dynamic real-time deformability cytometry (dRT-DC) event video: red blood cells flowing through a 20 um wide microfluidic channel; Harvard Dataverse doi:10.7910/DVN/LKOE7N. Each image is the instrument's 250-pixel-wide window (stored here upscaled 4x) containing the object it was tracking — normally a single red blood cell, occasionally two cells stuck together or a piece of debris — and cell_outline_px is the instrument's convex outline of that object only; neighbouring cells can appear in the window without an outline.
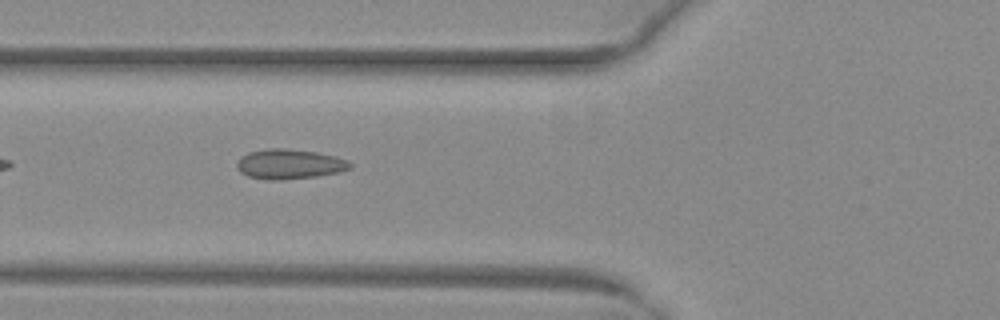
{"species": "common noctule bat (a hibernating species)", "species_latin": "Nyctalus noctula", "temperature_condition": "warm", "stored_images_in_passage": 33, "camera_frame_rate_fps": 3000, "um_per_image_px": 0.085, "animal": {"sex": "female", "body_mass_g": 29.2, "forearm_length_mm": 56.3}, "frame": {"image": 1, "passage_image": 3, "time_ms": 0.667, "image_size_px": [1000, 320], "cell_outline_px": [[352, 168], [340, 172], [316, 176], [284, 180], [268, 180], [248, 176], [240, 172], [236, 168], [236, 164], [240, 156], [248, 152], [268, 148], [284, 148], [316, 152], [348, 160], [352, 164]], "centroid_in_image_um": [24.57, 13.95], "position_along_channel_um": 101.2, "area_um2": 19.83}}
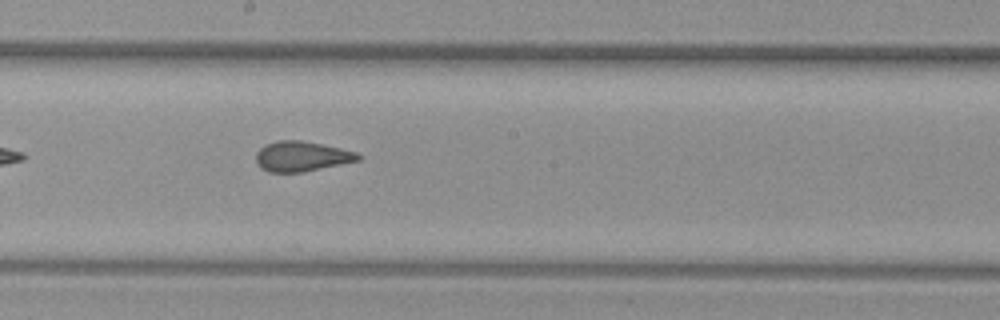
{"frame": {"image": 2, "passage_image": 12, "time_ms": 3.667, "image_size_px": [1000, 320], "cell_outline_px": [[364, 156], [360, 160], [304, 172], [268, 172], [260, 168], [256, 160], [256, 152], [260, 148], [276, 140], [300, 140], [340, 148], [356, 152]], "centroid_in_image_um": [25.65, 13.3], "position_along_channel_um": 222.6, "area_um2": 17.92}}
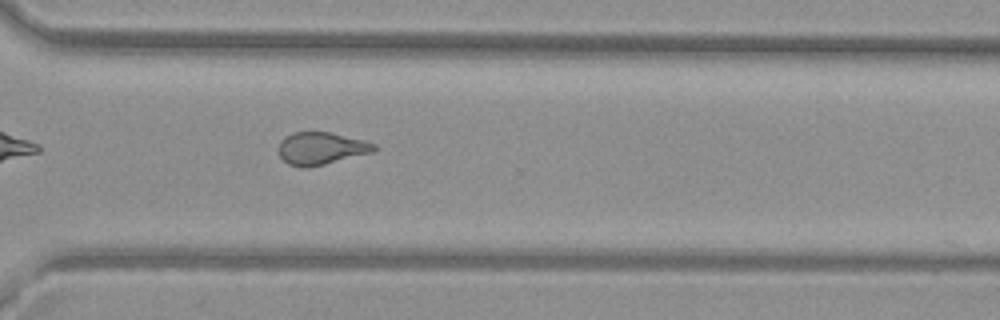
{"frame": {"image": 3, "passage_image": 21, "time_ms": 6.667, "image_size_px": [1000, 320], "cell_outline_px": [[376, 148], [372, 152], [308, 168], [300, 168], [288, 164], [280, 156], [280, 140], [284, 136], [292, 132], [328, 132], [364, 140], [376, 144]], "centroid_in_image_um": [27.26, 12.61], "position_along_channel_um": 343.3, "area_um2": 17.92}, "authors_computed_cell_mechanics": {"area_um2": 18.496, "velocity_mm_per_s": 4.0466, "shape_relaxation_time_tau1_ms": null, "shape_relaxation_time_tau2_ms": 0.9608, "deformation_change_tau1": null, "deformation_change_tau2": 0.0692}}